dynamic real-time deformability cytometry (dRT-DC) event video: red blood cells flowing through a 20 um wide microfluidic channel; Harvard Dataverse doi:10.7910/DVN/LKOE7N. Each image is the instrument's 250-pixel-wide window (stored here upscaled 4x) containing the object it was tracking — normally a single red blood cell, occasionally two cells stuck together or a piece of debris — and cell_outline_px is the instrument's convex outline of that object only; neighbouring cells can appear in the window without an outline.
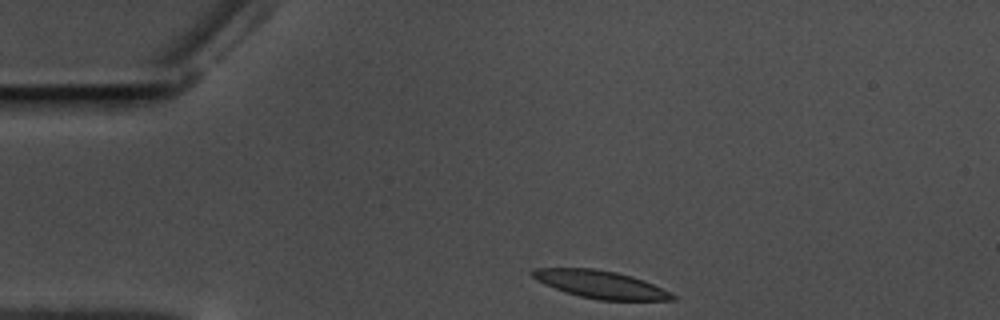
{"species": "common noctule bat (a hibernating species)", "species_latin": "Nyctalus noctula", "temperature_condition": "warm", "stored_images_in_passage": 36, "camera_frame_rate_fps": 3000, "um_per_image_px": 0.085, "animal": {"sex": "male", "body_mass_g": 17.5, "forearm_length_mm": 52.3}, "frame": {"image": 1, "passage_image": 1, "time_ms": 0.0, "image_size_px": [1000, 320], "cell_outline_px": [[680, 296], [676, 300], [600, 300], [580, 296], [544, 284], [532, 276], [528, 272], [532, 268], [592, 268], [616, 272], [632, 276], [644, 280], [672, 292]], "centroid_in_image_um": [51.11, 24.17], "position_along_channel_um": 33.9, "area_um2": 22.6}}
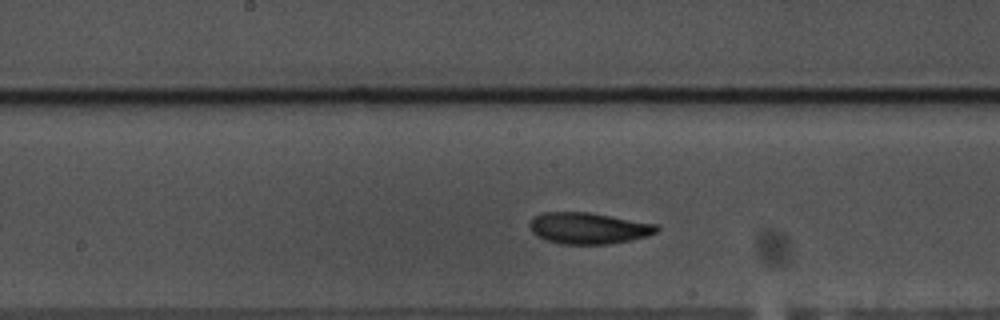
{"frame": {"image": 2, "passage_image": 19, "time_ms": 6.0, "image_size_px": [1000, 320], "cell_outline_px": [[660, 228], [656, 232], [648, 236], [612, 244], [560, 244], [548, 240], [532, 232], [528, 228], [528, 224], [536, 216], [544, 212], [588, 212], [656, 224]], "centroid_in_image_um": [50.03, 19.4], "position_along_channel_um": 198.2, "area_um2": 23.06}}
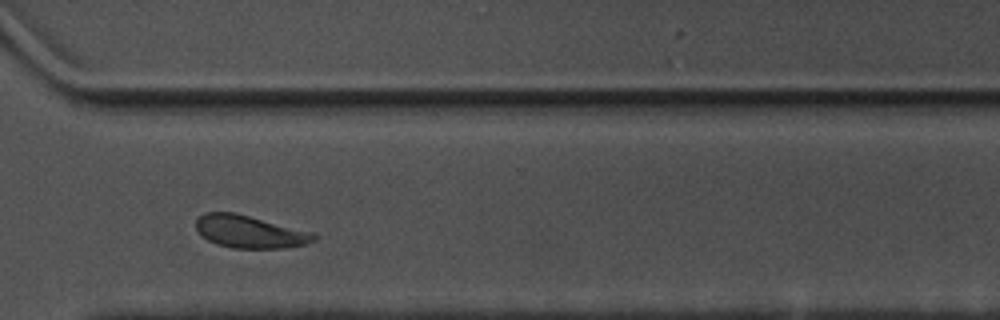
{"frame": {"image": 3, "passage_image": 32, "time_ms": 10.333, "image_size_px": [1000, 320], "cell_outline_px": [[316, 240], [304, 244], [284, 248], [232, 248], [216, 244], [200, 236], [196, 228], [196, 220], [204, 212], [232, 212], [312, 232], [316, 236]], "centroid_in_image_um": [21.17, 19.7], "position_along_channel_um": 349.4, "area_um2": 22.14}, "authors_computed_cell_mechanics": {"area_um2": 22.7732, "velocity_mm_per_s": 3.4879, "shape_relaxation_time_tau1_ms": 3.6418, "shape_relaxation_time_tau2_ms": 3.3719, "deformation_change_tau1": 0.1194, "deformation_change_tau2": 0.0921}}